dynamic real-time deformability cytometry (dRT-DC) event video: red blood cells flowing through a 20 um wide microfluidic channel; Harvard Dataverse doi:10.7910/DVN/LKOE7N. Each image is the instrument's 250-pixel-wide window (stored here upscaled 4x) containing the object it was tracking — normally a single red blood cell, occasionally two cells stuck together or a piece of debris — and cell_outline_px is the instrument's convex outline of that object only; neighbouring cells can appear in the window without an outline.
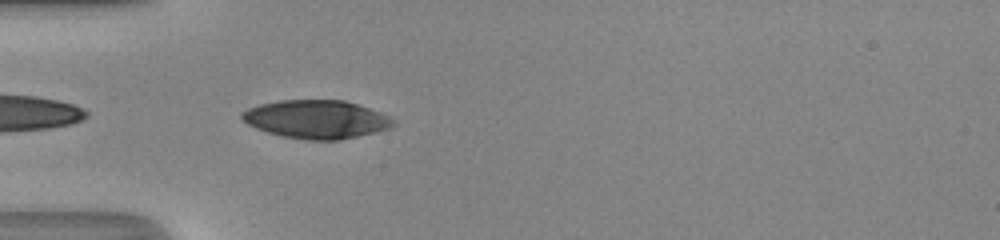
{"species": "human", "species_latin": "Homo sapiens", "temperature_condition": "room temperature", "stored_images_in_passage": 35, "camera_frame_rate_fps": 3000, "um_per_image_px": 0.085, "donor": {"sex": "male"}, "frame": {"image": 1, "passage_image": 2, "time_ms": 0.333, "image_size_px": [1000, 240], "cell_outline_px": [[396, 124], [388, 128], [340, 140], [304, 140], [284, 136], [268, 132], [256, 128], [248, 124], [240, 116], [240, 112], [248, 108], [260, 104], [280, 100], [344, 100], [380, 112], [396, 120]], "centroid_in_image_um": [26.87, 10.13], "position_along_channel_um": 58.1, "area_um2": 33.58}}
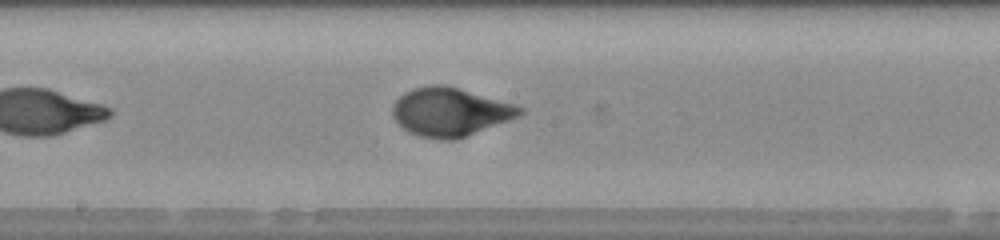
{"frame": {"image": 2, "passage_image": 13, "time_ms": 4.0, "image_size_px": [1000, 240], "cell_outline_px": [[524, 112], [508, 120], [456, 140], [440, 140], [420, 136], [408, 132], [392, 116], [392, 104], [404, 92], [412, 88], [432, 84], [444, 84], [512, 104], [524, 108]], "centroid_in_image_um": [38.19, 9.51], "position_along_channel_um": 210.0, "area_um2": 35.55}}
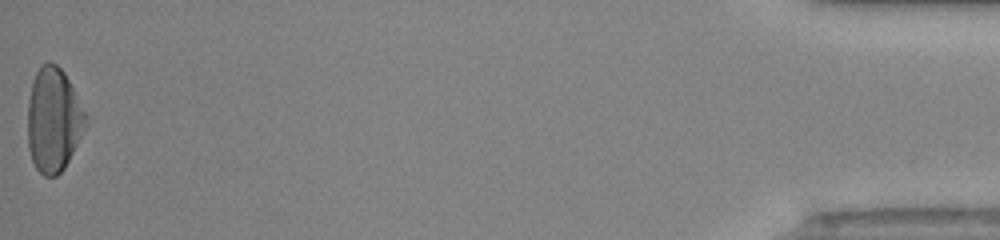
{"frame": {"image": 3, "passage_image": 35, "time_ms": 11.333, "image_size_px": [1000, 240], "cell_outline_px": [[88, 124], [64, 168], [56, 176], [44, 176], [36, 168], [32, 160], [28, 148], [28, 100], [32, 80], [40, 64], [48, 60], [56, 64], [64, 72], [88, 116]], "centroid_in_image_um": [4.55, 10.16], "position_along_channel_um": 430.7, "area_um2": 35.49}, "authors_computed_cell_mechanics": {"area_um2": 34.9112, "velocity_mm_per_s": 4.3229, "shape_relaxation_time_tau1_ms": 3.5044, "shape_relaxation_time_tau2_ms": null, "deformation_change_tau1": 0.1942, "deformation_change_tau2": null}}